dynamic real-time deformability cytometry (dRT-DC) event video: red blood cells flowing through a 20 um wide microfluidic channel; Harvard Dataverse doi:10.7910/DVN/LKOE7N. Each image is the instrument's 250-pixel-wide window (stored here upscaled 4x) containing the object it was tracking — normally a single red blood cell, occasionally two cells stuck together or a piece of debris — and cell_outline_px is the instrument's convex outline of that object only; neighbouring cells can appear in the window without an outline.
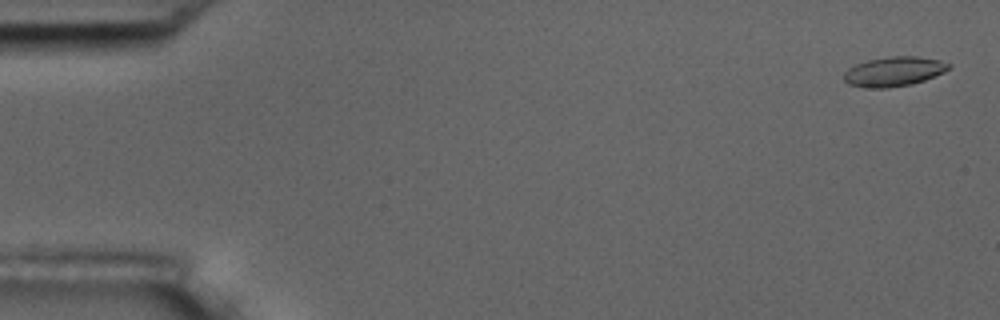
{"species": "common noctule bat (a hibernating species)", "species_latin": "Nyctalus noctula", "temperature_condition": "room temperature", "stored_images_in_passage": 57, "camera_frame_rate_fps": 3000, "um_per_image_px": 0.085, "animal": {"sex": "male", "body_mass_g": 17.5, "forearm_length_mm": 52.3}, "frame": {"image": 1, "passage_image": 2, "time_ms": 0.333, "image_size_px": [1000, 320], "cell_outline_px": [[952, 64], [944, 72], [924, 80], [912, 84], [888, 88], [872, 88], [848, 84], [844, 80], [844, 72], [848, 68], [856, 64], [868, 60], [892, 56], [916, 56], [940, 60]], "centroid_in_image_um": [75.98, 6.08], "position_along_channel_um": 9.0, "area_um2": 17.98}}
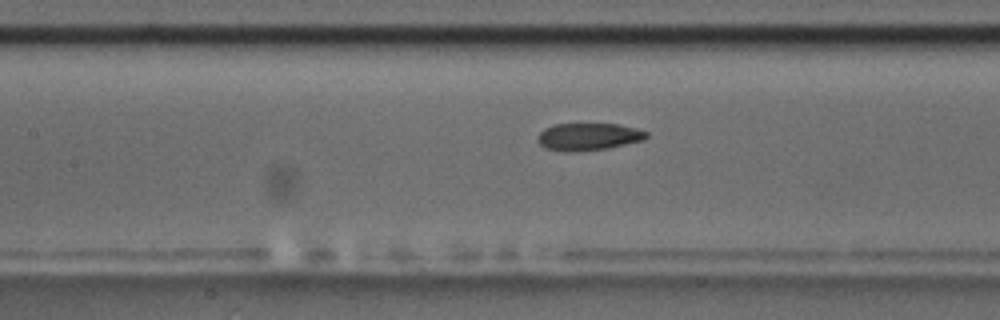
{"frame": {"image": 2, "passage_image": 26, "time_ms": 8.333, "image_size_px": [1000, 320], "cell_outline_px": [[648, 136], [644, 140], [608, 148], [544, 148], [536, 140], [540, 132], [544, 128], [552, 124], [616, 124], [636, 128], [648, 132]], "centroid_in_image_um": [50.06, 11.55], "position_along_channel_um": 157.3, "area_um2": 16.42}}
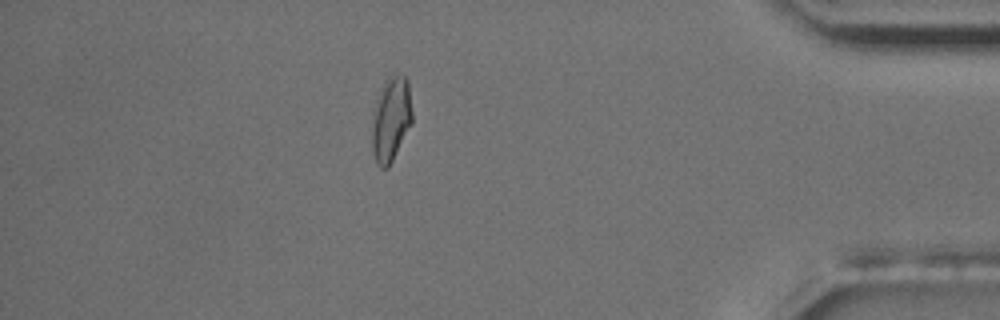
{"frame": {"image": 3, "passage_image": 50, "time_ms": 16.333, "image_size_px": [1000, 320], "cell_outline_px": [[412, 124], [388, 168], [380, 168], [376, 164], [372, 152], [372, 108], [380, 88], [384, 80], [392, 72], [404, 76], [408, 80], [412, 112]], "centroid_in_image_um": [33.21, 10.09], "position_along_channel_um": 402.0, "area_um2": 20.46}, "authors_computed_cell_mechanics": {"area_um2": 18.1492, "velocity_mm_per_s": 3.5645, "shape_relaxation_time_tau1_ms": 5.9771, "shape_relaxation_time_tau2_ms": 2.4834, "deformation_change_tau1": 0.1659, "deformation_change_tau2": 0.0823}}